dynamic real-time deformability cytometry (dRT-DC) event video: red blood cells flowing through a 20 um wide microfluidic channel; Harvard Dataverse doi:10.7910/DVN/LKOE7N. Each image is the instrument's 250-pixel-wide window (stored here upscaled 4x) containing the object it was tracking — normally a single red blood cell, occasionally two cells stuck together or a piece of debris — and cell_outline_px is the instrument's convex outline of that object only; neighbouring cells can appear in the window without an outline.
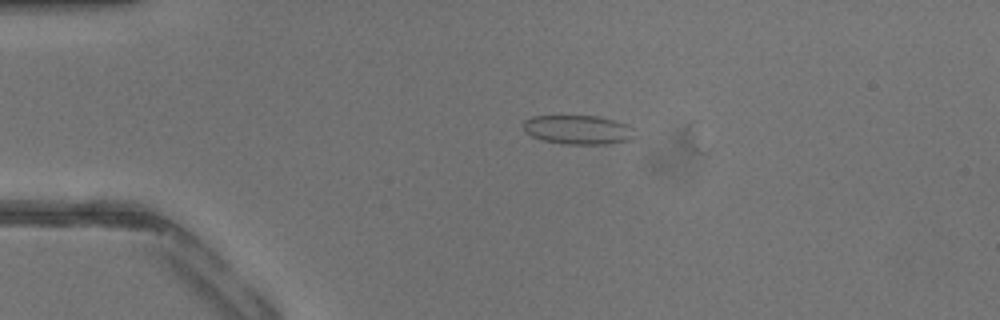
{"species": "common noctule bat (a hibernating species)", "species_latin": "Nyctalus noctula", "temperature_condition": "warm", "stored_images_in_passage": 12, "camera_frame_rate_fps": 3000, "um_per_image_px": 0.085, "animal": {"sex": "male", "body_mass_g": 13.3}, "frame": {"image": 1, "passage_image": 6, "time_ms": 1.667, "image_size_px": [1000, 320], "cell_outline_px": [[636, 136], [632, 140], [608, 144], [560, 144], [544, 140], [532, 136], [524, 132], [524, 120], [532, 116], [596, 116], [628, 124], [632, 128]], "centroid_in_image_um": [49.15, 11.04], "position_along_channel_um": 35.8, "area_um2": 19.02}}